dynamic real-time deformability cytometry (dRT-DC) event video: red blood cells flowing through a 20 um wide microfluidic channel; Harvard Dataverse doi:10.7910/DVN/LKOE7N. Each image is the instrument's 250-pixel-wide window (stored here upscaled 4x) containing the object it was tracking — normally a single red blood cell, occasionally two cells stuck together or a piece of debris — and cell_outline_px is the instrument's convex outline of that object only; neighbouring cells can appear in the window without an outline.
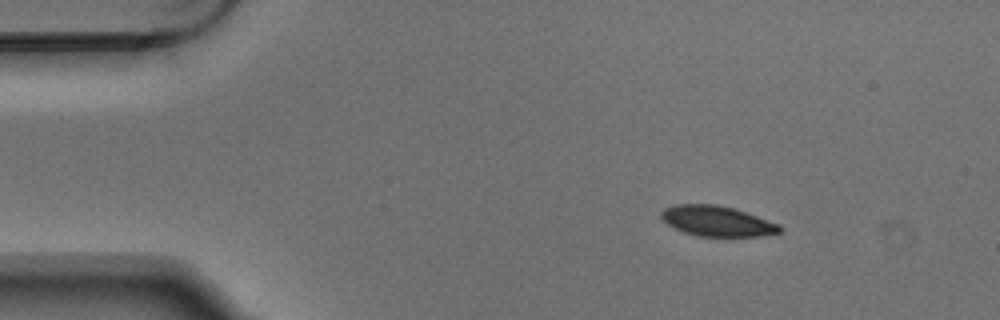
{"species": "Egyptian fruit bat (a non-hibernating species)", "species_latin": "Rousettus aegyptiacus", "temperature_condition": "warm", "stored_images_in_passage": 4, "segment_of_instrument_passage": [1, 2], "camera_frame_rate_fps": 3000, "um_per_image_px": 0.085, "animal": {"sex": "male"}, "frame": {"image": 1, "passage_image": 1, "time_ms": 0.0, "image_size_px": [1000, 320], "cell_outline_px": [[784, 228], [780, 232], [760, 236], [696, 236], [684, 232], [668, 224], [660, 216], [660, 212], [664, 208], [676, 204], [716, 204], [732, 208], [780, 224]], "centroid_in_image_um": [60.94, 18.79], "position_along_channel_um": 24.1, "area_um2": 20.81}}
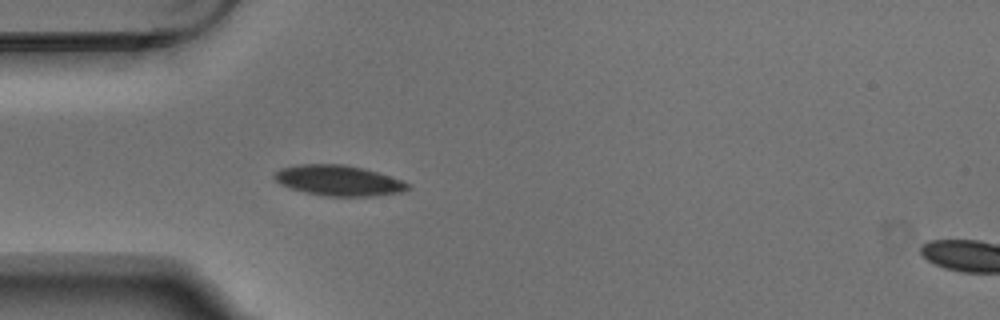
{"frame": {"image": 2, "passage_image": 3, "time_ms": 0.667, "image_size_px": [1000, 320], "cell_outline_px": [[408, 188], [400, 192], [372, 196], [328, 196], [308, 192], [292, 188], [280, 184], [272, 176], [280, 168], [300, 164], [344, 164], [364, 168], [400, 180], [408, 184]], "centroid_in_image_um": [28.73, 15.33], "position_along_channel_um": 56.3, "area_um2": 23.24}}